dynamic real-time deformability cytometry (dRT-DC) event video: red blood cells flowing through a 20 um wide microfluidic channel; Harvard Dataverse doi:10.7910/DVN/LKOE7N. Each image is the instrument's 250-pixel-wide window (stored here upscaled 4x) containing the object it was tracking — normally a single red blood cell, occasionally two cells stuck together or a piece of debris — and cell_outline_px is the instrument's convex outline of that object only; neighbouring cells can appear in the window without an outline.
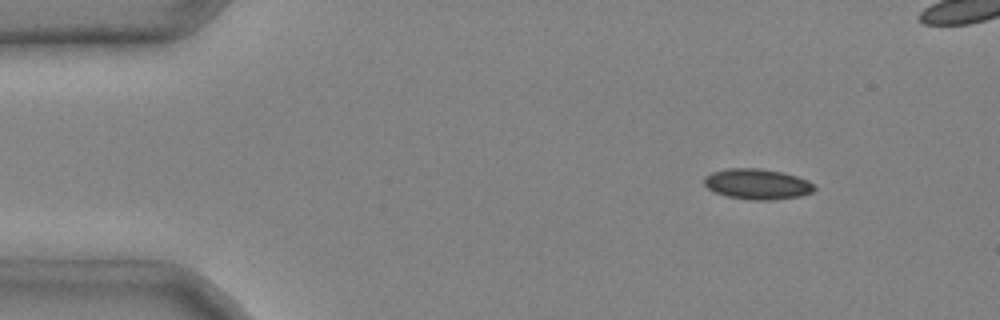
{"species": "common noctule bat (a hibernating species)", "species_latin": "Nyctalus noctula", "temperature_condition": "cold", "stored_images_in_passage": 4, "camera_frame_rate_fps": 3000, "um_per_image_px": 0.085, "animal": {"sex": "male", "body_mass_g": 20.4}, "frame": {"image": 1, "passage_image": 1, "time_ms": 0.0, "image_size_px": [1000, 320], "cell_outline_px": [[816, 188], [812, 192], [800, 196], [768, 200], [752, 200], [728, 196], [716, 192], [708, 188], [704, 184], [704, 176], [712, 172], [728, 168], [760, 168], [784, 172], [808, 180]], "centroid_in_image_um": [64.37, 15.63], "position_along_channel_um": 20.6, "area_um2": 19.54}}